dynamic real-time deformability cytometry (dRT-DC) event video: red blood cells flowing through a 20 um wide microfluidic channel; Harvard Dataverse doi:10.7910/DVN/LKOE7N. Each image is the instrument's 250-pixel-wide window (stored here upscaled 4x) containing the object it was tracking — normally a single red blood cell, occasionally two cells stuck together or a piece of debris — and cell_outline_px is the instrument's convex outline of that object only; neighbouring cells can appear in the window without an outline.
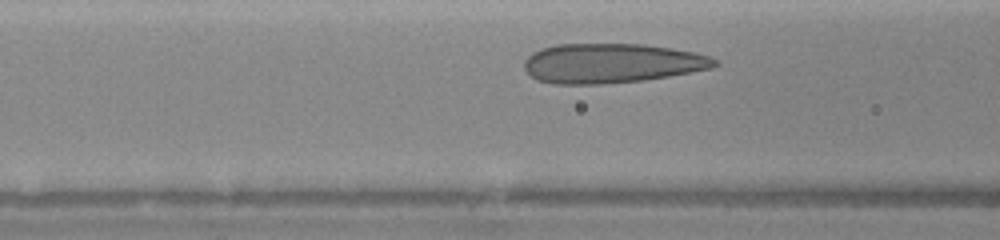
{"species": "human", "species_latin": "Homo sapiens", "temperature_condition": "warm", "stored_images_in_passage": 8, "camera_frame_rate_fps": 3000, "um_per_image_px": 0.085, "donor": {"sex": "female"}, "frame": {"image": 1, "passage_image": 4, "time_ms": 1.333, "image_size_px": [1000, 240], "cell_outline_px": [[720, 64], [712, 68], [692, 72], [644, 80], [604, 84], [552, 84], [536, 80], [524, 68], [524, 60], [532, 52], [540, 48], [556, 44], [644, 44], [692, 52], [708, 56], [716, 60]], "centroid_in_image_um": [51.94, 5.38], "position_along_channel_um": 114.7, "area_um2": 43.99}}
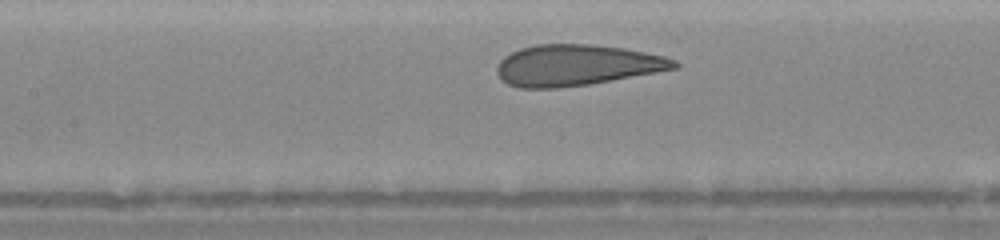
{"frame": {"image": 2, "passage_image": 7, "time_ms": 2.333, "image_size_px": [1000, 240], "cell_outline_px": [[680, 64], [676, 68], [656, 72], [588, 84], [556, 88], [520, 88], [508, 84], [496, 72], [496, 68], [500, 60], [504, 56], [520, 48], [536, 44], [592, 44], [624, 48], [664, 56], [676, 60]], "centroid_in_image_um": [48.99, 5.53], "position_along_channel_um": 158.4, "area_um2": 42.19}}